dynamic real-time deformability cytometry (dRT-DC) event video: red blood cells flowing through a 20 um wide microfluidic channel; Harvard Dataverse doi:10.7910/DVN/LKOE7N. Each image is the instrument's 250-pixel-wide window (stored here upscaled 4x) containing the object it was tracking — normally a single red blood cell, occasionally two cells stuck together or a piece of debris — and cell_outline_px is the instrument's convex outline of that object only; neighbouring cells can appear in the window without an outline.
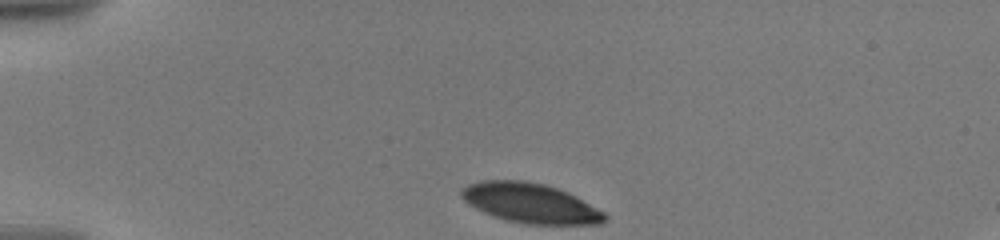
{"species": "human", "species_latin": "Homo sapiens", "temperature_condition": "warm", "stored_images_in_passage": 34, "camera_frame_rate_fps": 3000, "um_per_image_px": 0.085, "donor": {"sex": "male"}, "frame": {"image": 1, "passage_image": 1, "time_ms": 0.0, "image_size_px": [1000, 240], "cell_outline_px": [[608, 220], [600, 224], [524, 224], [504, 220], [484, 212], [476, 208], [464, 200], [460, 196], [460, 192], [468, 184], [480, 180], [524, 180], [544, 184], [556, 188], [576, 196], [604, 212], [608, 216]], "centroid_in_image_um": [45.09, 17.27], "position_along_channel_um": 39.9, "area_um2": 33.18}}
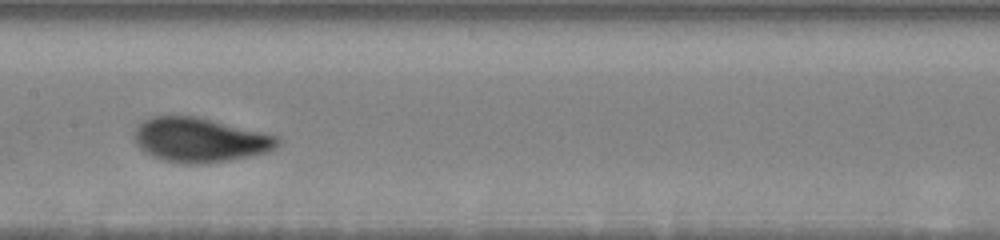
{"frame": {"image": 2, "passage_image": 13, "time_ms": 5.667, "image_size_px": [1000, 240], "cell_outline_px": [[280, 144], [276, 148], [268, 152], [228, 160], [200, 164], [188, 164], [164, 160], [152, 156], [144, 152], [136, 144], [136, 128], [144, 120], [152, 116], [196, 116], [264, 132], [280, 136]], "centroid_in_image_um": [17.03, 11.89], "position_along_channel_um": 190.4, "area_um2": 36.93}}
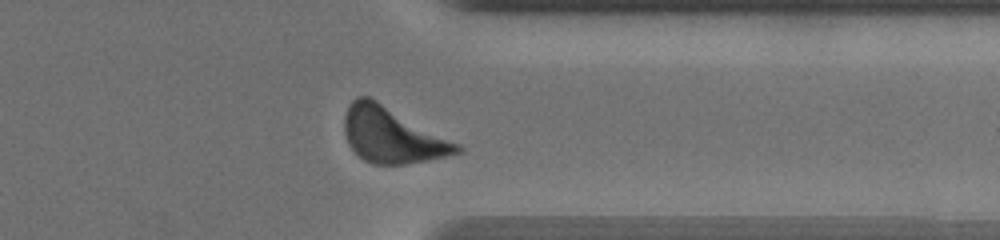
{"frame": {"image": 3, "passage_image": 28, "time_ms": 11.0, "image_size_px": [1000, 240], "cell_outline_px": [[464, 152], [404, 164], [372, 164], [364, 160], [348, 144], [344, 132], [344, 116], [348, 104], [356, 96], [368, 96], [376, 100], [460, 144], [464, 148]], "centroid_in_image_um": [33.31, 11.48], "position_along_channel_um": 378.1, "area_um2": 36.13}, "authors_computed_cell_mechanics": {"area_um2": 35.3158, "velocity_mm_per_s": 3.5365, "shape_relaxation_time_tau1_ms": 2.4646, "shape_relaxation_time_tau2_ms": null, "deformation_change_tau1": 0.1454, "deformation_change_tau2": null}}